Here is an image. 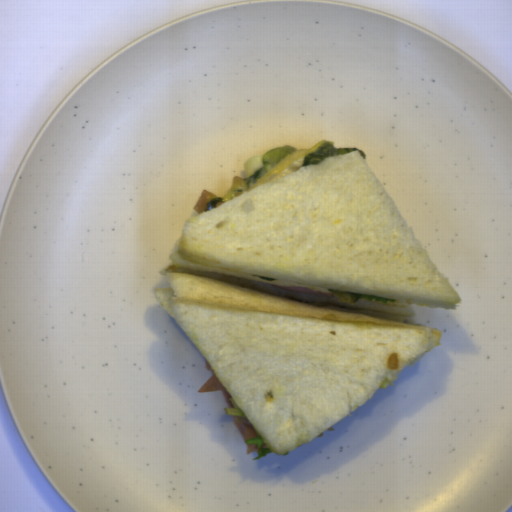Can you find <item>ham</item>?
<instances>
[{
    "instance_id": "ham-4",
    "label": "ham",
    "mask_w": 512,
    "mask_h": 512,
    "mask_svg": "<svg viewBox=\"0 0 512 512\" xmlns=\"http://www.w3.org/2000/svg\"><path fill=\"white\" fill-rule=\"evenodd\" d=\"M258 451H259V448H258L257 444H246L245 453L247 455H250V453H252V452L258 453Z\"/></svg>"
},
{
    "instance_id": "ham-5",
    "label": "ham",
    "mask_w": 512,
    "mask_h": 512,
    "mask_svg": "<svg viewBox=\"0 0 512 512\" xmlns=\"http://www.w3.org/2000/svg\"><path fill=\"white\" fill-rule=\"evenodd\" d=\"M262 448H268L267 443L262 444Z\"/></svg>"
},
{
    "instance_id": "ham-2",
    "label": "ham",
    "mask_w": 512,
    "mask_h": 512,
    "mask_svg": "<svg viewBox=\"0 0 512 512\" xmlns=\"http://www.w3.org/2000/svg\"><path fill=\"white\" fill-rule=\"evenodd\" d=\"M233 421L237 428L239 429L244 441H247L251 438L259 437L254 427L248 421L246 417H235L232 416Z\"/></svg>"
},
{
    "instance_id": "ham-3",
    "label": "ham",
    "mask_w": 512,
    "mask_h": 512,
    "mask_svg": "<svg viewBox=\"0 0 512 512\" xmlns=\"http://www.w3.org/2000/svg\"><path fill=\"white\" fill-rule=\"evenodd\" d=\"M273 287H276V288H279L282 290L295 291V292H299V293L326 295L327 297H330V298L336 297L335 294H333L332 292H317V291H314V290H311L308 288H302V287H297V286L273 285Z\"/></svg>"
},
{
    "instance_id": "ham-1",
    "label": "ham",
    "mask_w": 512,
    "mask_h": 512,
    "mask_svg": "<svg viewBox=\"0 0 512 512\" xmlns=\"http://www.w3.org/2000/svg\"><path fill=\"white\" fill-rule=\"evenodd\" d=\"M205 368L207 369V371H210L212 373V376L203 384V386L200 388L198 393L221 392V394H222L225 402L229 406V408H235L234 405L230 401V398H232L230 393L220 382V380L216 376L215 372L213 371V369L207 359H206V363H205Z\"/></svg>"
}]
</instances>
